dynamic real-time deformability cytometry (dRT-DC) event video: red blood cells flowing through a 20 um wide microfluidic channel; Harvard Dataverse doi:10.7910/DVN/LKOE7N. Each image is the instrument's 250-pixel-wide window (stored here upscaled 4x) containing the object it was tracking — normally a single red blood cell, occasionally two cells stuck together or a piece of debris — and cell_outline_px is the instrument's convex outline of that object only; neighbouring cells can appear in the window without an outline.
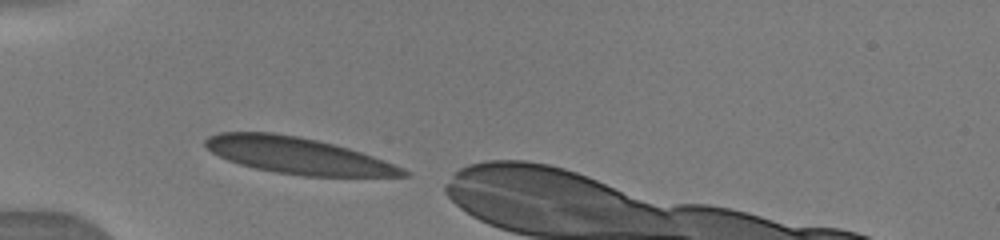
{"species": "human", "species_latin": "Homo sapiens", "temperature_condition": "warm", "stored_images_in_passage": 17, "camera_frame_rate_fps": 3000, "um_per_image_px": 0.085, "donor": {"sex": "male"}, "frame": {"image": 1, "passage_image": 1, "time_ms": 0.0, "image_size_px": [1000, 240], "cell_outline_px": [[412, 176], [304, 176], [276, 172], [256, 168], [240, 164], [228, 160], [212, 152], [204, 144], [204, 140], [208, 136], [220, 132], [272, 132], [296, 136], [316, 140], [348, 148], [372, 156], [404, 168], [412, 172]], "centroid_in_image_um": [25.32, 13.23], "position_along_channel_um": 59.7, "area_um2": 41.62}}
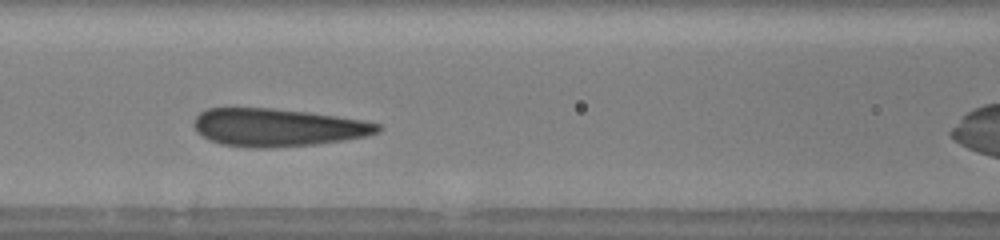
{"frame": {"image": 2, "passage_image": 8, "time_ms": 2.333, "image_size_px": [1000, 240], "cell_outline_px": [[384, 128], [380, 132], [364, 136], [344, 140], [316, 144], [268, 148], [252, 148], [220, 144], [208, 140], [196, 132], [192, 124], [192, 120], [200, 112], [208, 108], [272, 108], [308, 112], [364, 120], [380, 124]], "centroid_in_image_um": [23.57, 10.83], "position_along_channel_um": 143.0, "area_um2": 40.92}}